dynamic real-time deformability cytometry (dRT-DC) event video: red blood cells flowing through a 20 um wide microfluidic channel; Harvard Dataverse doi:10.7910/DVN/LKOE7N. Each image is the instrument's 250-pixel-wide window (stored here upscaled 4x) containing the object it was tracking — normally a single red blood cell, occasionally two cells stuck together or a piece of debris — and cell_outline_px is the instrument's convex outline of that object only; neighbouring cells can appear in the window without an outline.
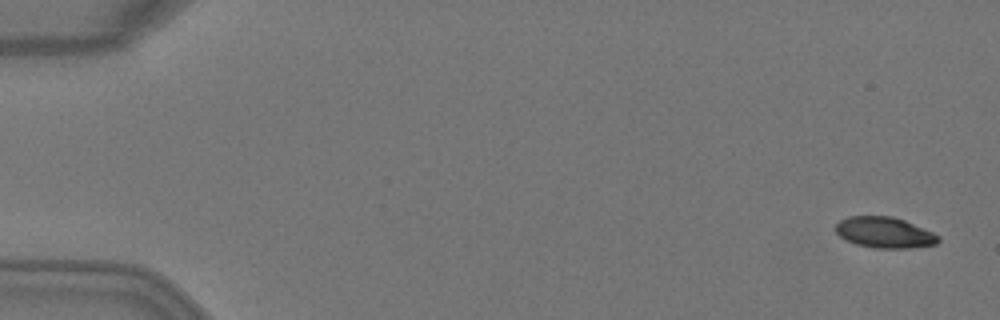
{"species": "Egyptian fruit bat (a non-hibernating species)", "species_latin": "Rousettus aegyptiacus", "temperature_condition": "warm", "stored_images_in_passage": 5, "camera_frame_rate_fps": 3000, "um_per_image_px": 0.085, "animal": {"sex": "female"}, "frame": {"image": 1, "passage_image": 1, "time_ms": 0.0, "image_size_px": [1000, 320], "cell_outline_px": [[940, 240], [936, 244], [912, 248], [872, 248], [856, 244], [840, 236], [836, 232], [836, 224], [840, 220], [848, 216], [892, 216], [904, 220], [932, 232], [940, 236]], "centroid_in_image_um": [75.19, 19.76], "position_along_channel_um": 9.8, "area_um2": 18.44}}
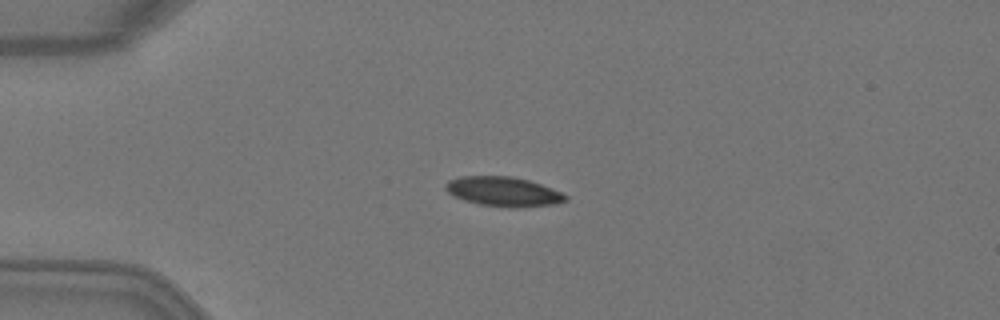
{"frame": {"image": 2, "passage_image": 4, "time_ms": 1.0, "image_size_px": [1000, 320], "cell_outline_px": [[568, 200], [556, 204], [516, 208], [512, 208], [480, 204], [464, 200], [448, 192], [444, 188], [448, 180], [460, 176], [512, 176], [528, 180], [552, 188], [568, 196]], "centroid_in_image_um": [42.81, 16.28], "position_along_channel_um": 42.2, "area_um2": 20.63}}